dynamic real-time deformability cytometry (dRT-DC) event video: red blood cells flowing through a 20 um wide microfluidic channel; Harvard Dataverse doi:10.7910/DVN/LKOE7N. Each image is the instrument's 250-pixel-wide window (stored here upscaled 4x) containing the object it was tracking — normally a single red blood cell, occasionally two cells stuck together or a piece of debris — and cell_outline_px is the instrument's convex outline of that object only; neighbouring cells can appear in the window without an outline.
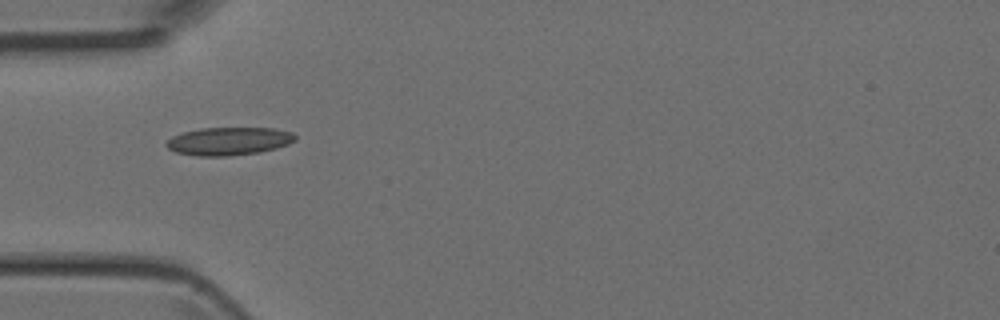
{"species": "Egyptian fruit bat (a non-hibernating species)", "species_latin": "Rousettus aegyptiacus", "temperature_condition": "room temperature", "stored_images_in_passage": 33, "camera_frame_rate_fps": 3000, "um_per_image_px": 0.085, "animal": {"sex": "female"}, "frame": {"image": 1, "passage_image": 1, "time_ms": 0.0, "image_size_px": [1000, 320], "cell_outline_px": [[296, 140], [288, 144], [276, 148], [260, 152], [228, 156], [196, 156], [176, 152], [168, 148], [164, 144], [172, 136], [184, 132], [200, 128], [272, 128], [292, 132], [296, 136]], "centroid_in_image_um": [19.44, 12.0], "position_along_channel_um": 65.6, "area_um2": 21.04}}
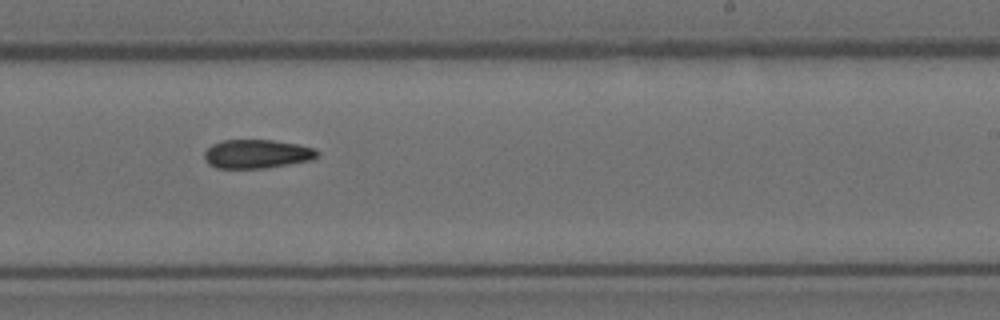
{"frame": {"image": 2, "passage_image": 15, "time_ms": 4.667, "image_size_px": [1000, 320], "cell_outline_px": [[316, 156], [312, 160], [264, 168], [216, 168], [208, 164], [204, 160], [204, 152], [212, 144], [224, 140], [272, 140], [296, 144], [312, 148], [316, 152]], "centroid_in_image_um": [21.76, 13.09], "position_along_channel_um": 267.2, "area_um2": 18.73}}
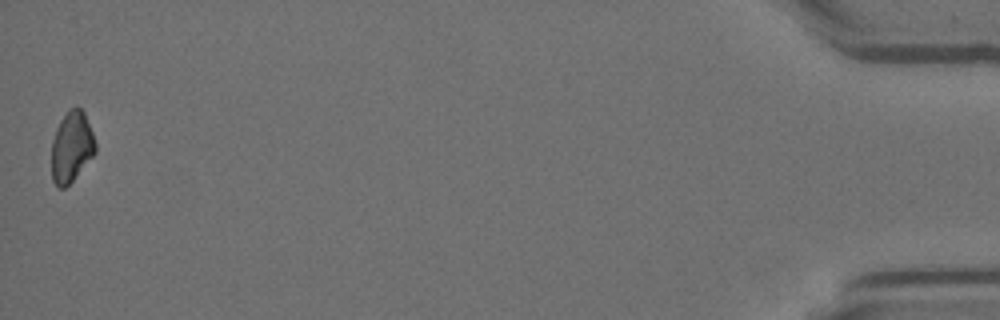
{"frame": {"image": 3, "passage_image": 33, "time_ms": 10.667, "image_size_px": [1000, 320], "cell_outline_px": [[96, 152], [72, 180], [64, 188], [60, 188], [52, 180], [52, 140], [56, 128], [60, 120], [68, 108], [76, 104], [84, 112], [92, 132], [96, 144]], "centroid_in_image_um": [6.07, 12.43], "position_along_channel_um": 429.1, "area_um2": 18.03}}